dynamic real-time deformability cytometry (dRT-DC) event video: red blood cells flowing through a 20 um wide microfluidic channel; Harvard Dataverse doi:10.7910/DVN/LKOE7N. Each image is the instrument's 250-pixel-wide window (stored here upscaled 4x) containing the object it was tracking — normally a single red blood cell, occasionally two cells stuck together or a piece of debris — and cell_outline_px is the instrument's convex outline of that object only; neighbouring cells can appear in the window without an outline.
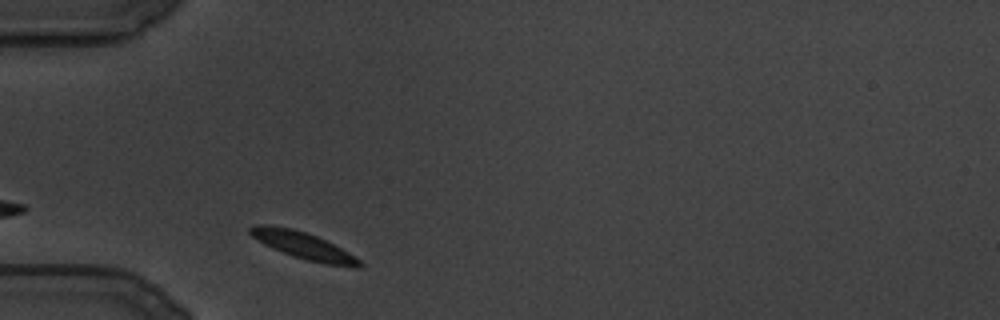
{"species": "common noctule bat (a hibernating species)", "species_latin": "Nyctalus noctula", "temperature_condition": "cold", "stored_images_in_passage": 19, "camera_frame_rate_fps": 3000, "um_per_image_px": 0.085, "animal": {"sex": "male", "body_mass_g": 19.5, "forearm_length_mm": 54.6}, "frame": {"image": 1, "passage_image": 4, "time_ms": 1.0, "image_size_px": [1000, 320], "cell_outline_px": [[364, 264], [328, 264], [308, 260], [292, 256], [272, 248], [252, 236], [248, 232], [248, 228], [256, 224], [264, 224], [292, 228], [316, 236], [348, 252], [360, 260]], "centroid_in_image_um": [25.63, 20.81], "position_along_channel_um": 59.4, "area_um2": 16.36}}